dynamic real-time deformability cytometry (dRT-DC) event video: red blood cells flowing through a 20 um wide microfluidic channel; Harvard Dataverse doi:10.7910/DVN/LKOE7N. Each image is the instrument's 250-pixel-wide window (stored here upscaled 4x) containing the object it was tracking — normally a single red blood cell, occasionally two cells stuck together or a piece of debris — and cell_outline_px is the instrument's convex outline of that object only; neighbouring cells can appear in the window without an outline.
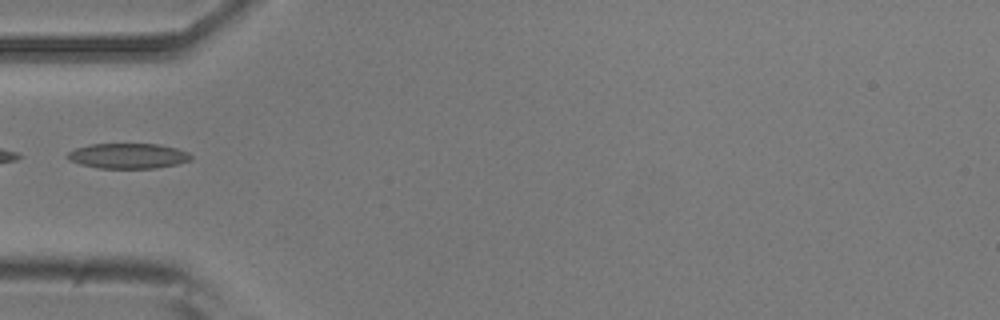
{"species": "common noctule bat (a hibernating species)", "species_latin": "Nyctalus noctula", "temperature_condition": "room temperature", "stored_images_in_passage": 3, "camera_frame_rate_fps": 3000, "um_per_image_px": 0.085, "animal": {"sex": "male", "body_mass_g": 20.5, "forearm_length_mm": 52.5}, "frame": {"image": 1, "passage_image": 1, "time_ms": 0.0, "image_size_px": [1000, 320], "cell_outline_px": [[192, 160], [176, 164], [156, 168], [100, 168], [80, 164], [68, 160], [64, 156], [68, 152], [76, 148], [88, 144], [160, 144], [176, 148], [188, 152], [192, 156]], "centroid_in_image_um": [10.86, 13.25], "position_along_channel_um": 74.1, "area_um2": 18.26}}